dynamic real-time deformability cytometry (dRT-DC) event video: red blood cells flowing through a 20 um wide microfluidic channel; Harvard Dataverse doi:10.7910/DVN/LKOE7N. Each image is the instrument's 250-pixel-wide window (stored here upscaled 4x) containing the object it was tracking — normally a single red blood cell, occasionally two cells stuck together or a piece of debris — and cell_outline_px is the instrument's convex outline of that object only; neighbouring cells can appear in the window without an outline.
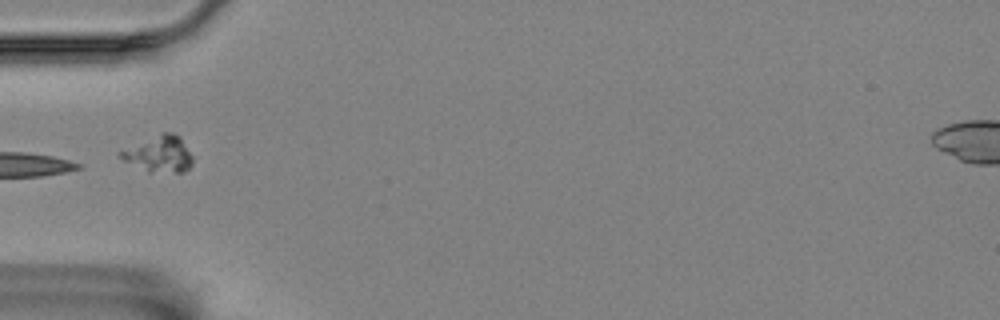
{"species": "Egyptian fruit bat (a non-hibernating species)", "species_latin": "Rousettus aegyptiacus", "temperature_condition": "room temperature", "stored_images_in_passage": 5, "camera_frame_rate_fps": 3000, "um_per_image_px": 0.085, "animal": {"sex": "female"}, "frame": {"image": 1, "passage_image": 5, "time_ms": 1.333, "image_size_px": [1000, 320], "cell_outline_px": [[192, 164], [184, 172], [148, 172], [124, 160], [116, 152], [160, 132], [172, 132], [180, 136], [192, 156]], "centroid_in_image_um": [13.52, 13.07], "position_along_channel_um": 71.5, "area_um2": 15.26}}